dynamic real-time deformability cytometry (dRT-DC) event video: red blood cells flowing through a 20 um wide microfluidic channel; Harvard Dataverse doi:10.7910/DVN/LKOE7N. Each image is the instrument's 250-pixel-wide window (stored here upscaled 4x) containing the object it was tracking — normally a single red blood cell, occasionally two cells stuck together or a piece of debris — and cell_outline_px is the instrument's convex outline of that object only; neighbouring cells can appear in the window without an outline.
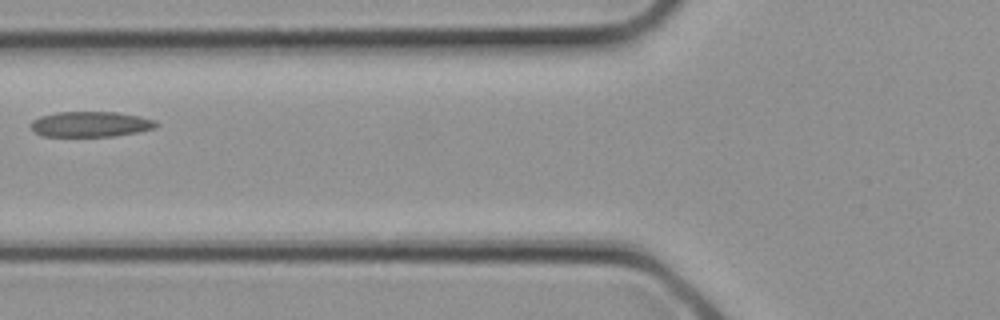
{"species": "common noctule bat (a hibernating species)", "species_latin": "Nyctalus noctula", "temperature_condition": "cold", "stored_images_in_passage": 4, "camera_frame_rate_fps": 3000, "um_per_image_px": 0.085, "animal": {"sex": "female", "body_mass_g": 21.9}, "frame": {"image": 1, "passage_image": 4, "time_ms": 1.0, "image_size_px": [1000, 320], "cell_outline_px": [[160, 124], [156, 128], [140, 132], [116, 136], [40, 136], [32, 132], [32, 120], [40, 116], [56, 112], [116, 112], [140, 116], [156, 120]], "centroid_in_image_um": [7.73, 10.56], "position_along_channel_um": 118.1, "area_um2": 18.84}}